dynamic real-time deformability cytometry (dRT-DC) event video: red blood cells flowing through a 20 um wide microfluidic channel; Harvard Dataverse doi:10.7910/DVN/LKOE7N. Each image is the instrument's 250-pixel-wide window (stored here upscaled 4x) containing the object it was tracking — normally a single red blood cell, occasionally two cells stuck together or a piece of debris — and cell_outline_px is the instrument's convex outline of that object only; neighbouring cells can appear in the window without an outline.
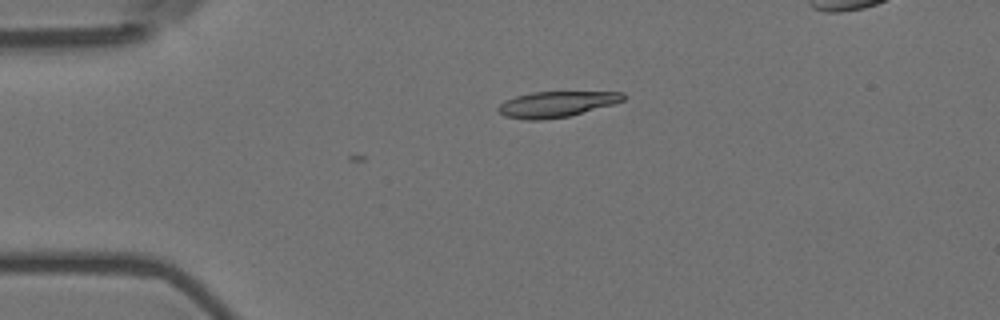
{"species": "Egyptian fruit bat (a non-hibernating species)", "species_latin": "Rousettus aegyptiacus", "temperature_condition": "room temperature", "stored_images_in_passage": 2, "camera_frame_rate_fps": 3000, "um_per_image_px": 0.085, "animal": {"sex": "female"}, "frame": {"image": 1, "passage_image": 2, "time_ms": 0.333, "image_size_px": [1000, 320], "cell_outline_px": [[628, 96], [624, 100], [612, 104], [568, 116], [544, 120], [528, 120], [504, 116], [496, 108], [504, 100], [516, 96], [532, 92], [624, 92]], "centroid_in_image_um": [47.28, 8.85], "position_along_channel_um": 37.7, "area_um2": 18.67}}